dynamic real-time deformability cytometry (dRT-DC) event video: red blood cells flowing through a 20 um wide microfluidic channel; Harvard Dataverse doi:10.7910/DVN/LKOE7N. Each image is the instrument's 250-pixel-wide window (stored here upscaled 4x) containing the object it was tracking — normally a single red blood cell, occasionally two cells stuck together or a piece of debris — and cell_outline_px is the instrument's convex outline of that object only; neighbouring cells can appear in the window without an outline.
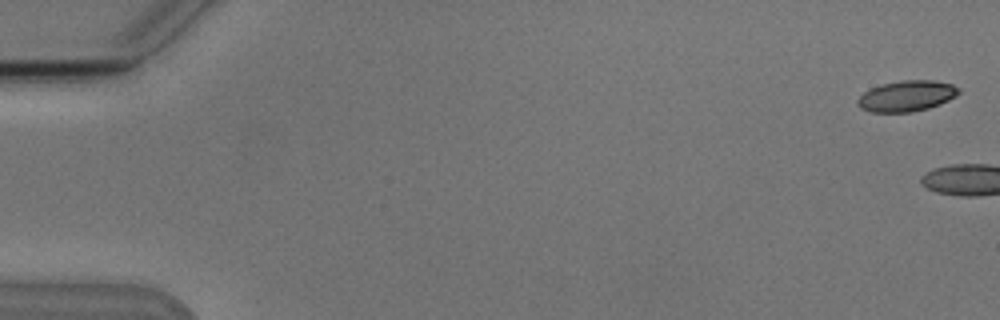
{"species": "Egyptian fruit bat (a non-hibernating species)", "species_latin": "Rousettus aegyptiacus", "temperature_condition": "cold", "stored_images_in_passage": 8, "camera_frame_rate_fps": 3000, "um_per_image_px": 0.085, "animal": {"sex": "male"}, "frame": {"image": 1, "passage_image": 1, "time_ms": 0.0, "image_size_px": [1000, 320], "cell_outline_px": [[960, 92], [956, 96], [940, 104], [928, 108], [912, 112], [872, 112], [860, 108], [856, 104], [856, 100], [864, 92], [880, 84], [900, 80], [936, 80], [952, 84], [960, 88]], "centroid_in_image_um": [77.07, 8.15], "position_along_channel_um": 7.9, "area_um2": 18.32}}
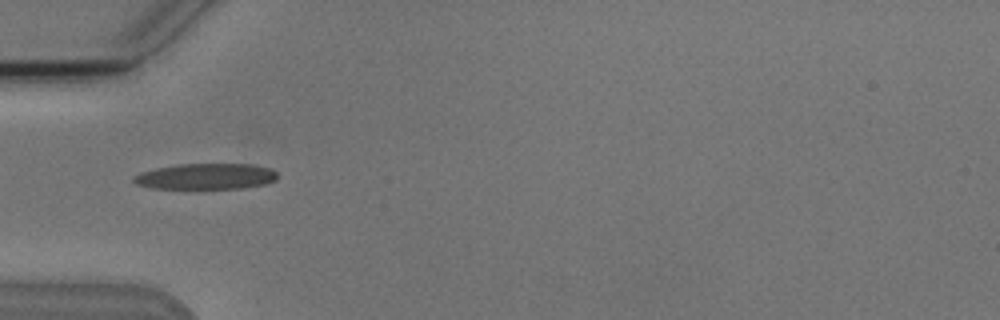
{"frame": {"image": 2, "passage_image": 6, "time_ms": 6.667, "image_size_px": [1000, 320], "cell_outline_px": [[276, 180], [264, 184], [244, 188], [152, 188], [136, 184], [132, 180], [132, 176], [140, 172], [156, 168], [176, 164], [252, 164], [268, 168], [276, 172]], "centroid_in_image_um": [17.46, 14.99], "position_along_channel_um": 67.5, "area_um2": 21.62}}
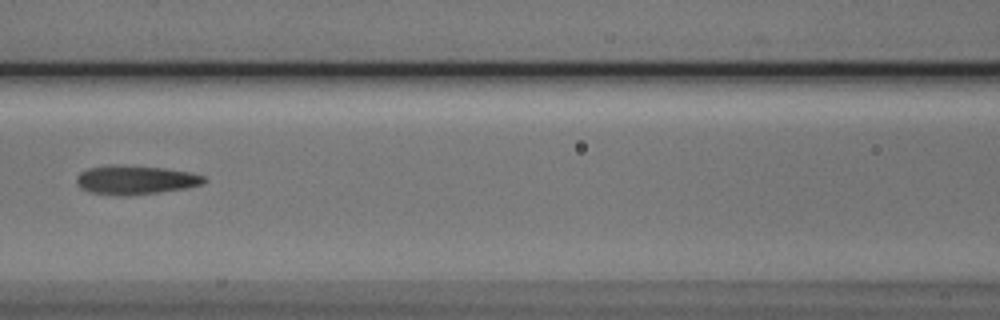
{"frame": {"image": 3, "passage_image": 8, "time_ms": 9.0, "image_size_px": [1000, 320], "cell_outline_px": [[208, 180], [204, 184], [184, 188], [160, 192], [132, 196], [116, 196], [92, 192], [80, 188], [76, 184], [76, 176], [80, 172], [88, 168], [112, 164], [164, 168], [188, 172], [204, 176]], "centroid_in_image_um": [11.48, 15.3], "position_along_channel_um": 155.1, "area_um2": 21.73}}